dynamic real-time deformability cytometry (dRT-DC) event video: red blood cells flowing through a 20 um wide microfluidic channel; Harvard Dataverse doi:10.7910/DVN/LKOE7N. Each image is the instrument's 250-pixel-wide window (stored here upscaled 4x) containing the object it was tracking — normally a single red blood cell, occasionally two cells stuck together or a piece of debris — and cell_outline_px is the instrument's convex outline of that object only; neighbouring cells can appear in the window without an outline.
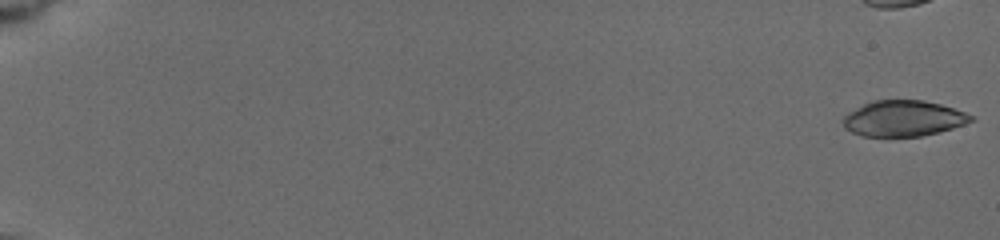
{"species": "common noctule bat (a hibernating species)", "species_latin": "Nyctalus noctula", "temperature_condition": "cold", "stored_images_in_passage": 44, "camera_frame_rate_fps": 3000, "um_per_image_px": 0.085, "animal": {"sex": "female", "body_mass_g": 19.5, "forearm_length_mm": 54.1}, "frame": {"image": 1, "passage_image": 1, "time_ms": 0.0, "image_size_px": [1000, 240], "cell_outline_px": [[976, 120], [952, 128], [920, 136], [864, 136], [852, 132], [844, 128], [840, 120], [848, 112], [872, 100], [924, 100], [940, 104], [964, 112], [972, 116]], "centroid_in_image_um": [76.74, 10.06], "position_along_channel_um": 8.3, "area_um2": 26.59}}
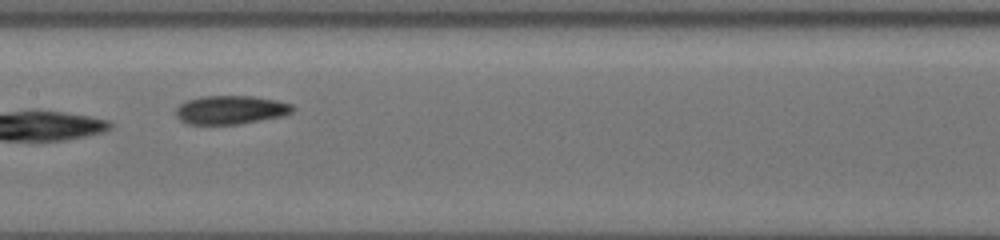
{"frame": {"image": 2, "passage_image": 32, "time_ms": 10.667, "image_size_px": [1000, 240], "cell_outline_px": [[296, 108], [292, 112], [280, 116], [240, 124], [188, 124], [180, 120], [176, 116], [176, 108], [180, 104], [188, 100], [200, 96], [252, 96], [276, 100], [292, 104]], "centroid_in_image_um": [19.6, 9.33], "position_along_channel_um": 187.8, "area_um2": 19.42}}
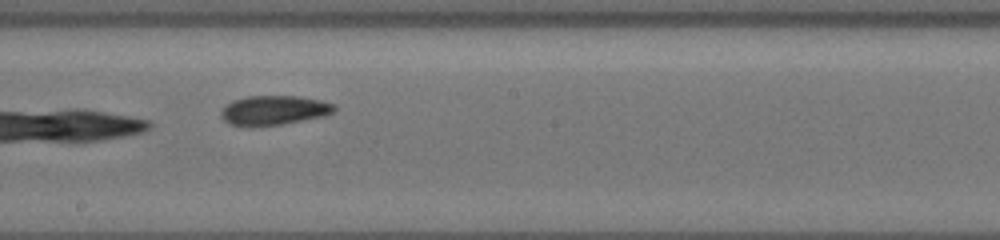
{"frame": {"image": 3, "passage_image": 34, "time_ms": 11.667, "image_size_px": [1000, 240], "cell_outline_px": [[336, 108], [332, 112], [324, 116], [280, 124], [248, 128], [228, 124], [220, 116], [220, 112], [232, 100], [248, 96], [296, 96], [320, 100], [336, 104]], "centroid_in_image_um": [23.24, 9.39], "position_along_channel_um": 225.0, "area_um2": 19.59}}